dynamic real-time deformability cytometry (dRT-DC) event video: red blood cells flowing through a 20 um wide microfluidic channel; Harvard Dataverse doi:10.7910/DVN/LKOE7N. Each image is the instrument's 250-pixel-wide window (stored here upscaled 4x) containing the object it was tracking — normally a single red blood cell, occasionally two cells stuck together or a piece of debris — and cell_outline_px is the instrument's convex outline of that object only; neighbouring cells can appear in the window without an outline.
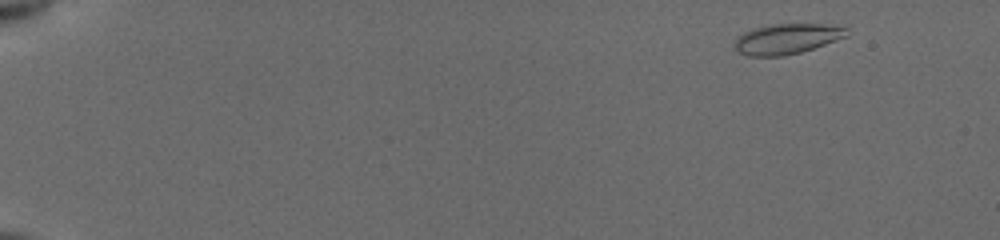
{"species": "common noctule bat (a hibernating species)", "species_latin": "Nyctalus noctula", "temperature_condition": "cold", "stored_images_in_passage": 52, "camera_frame_rate_fps": 3000, "um_per_image_px": 0.085, "animal": {"sex": "female", "body_mass_g": 19.5, "forearm_length_mm": 54.1}, "frame": {"image": 1, "passage_image": 3, "time_ms": 0.667, "image_size_px": [1000, 240], "cell_outline_px": [[848, 36], [800, 52], [784, 56], [748, 56], [740, 52], [736, 48], [736, 36], [752, 28], [772, 24], [820, 24], [848, 28]], "centroid_in_image_um": [66.87, 3.29], "position_along_channel_um": 18.1, "area_um2": 19.59}}
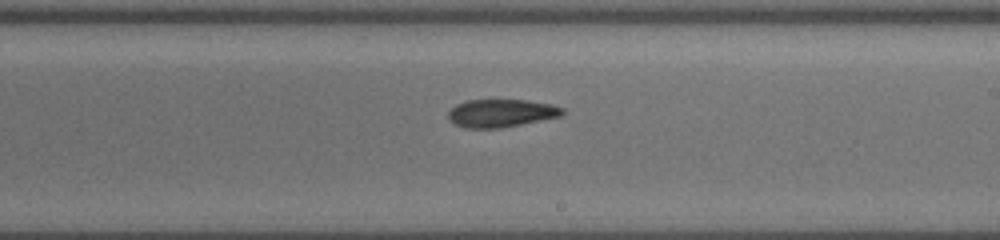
{"frame": {"image": 2, "passage_image": 32, "time_ms": 10.333, "image_size_px": [1000, 240], "cell_outline_px": [[564, 112], [560, 116], [500, 128], [468, 128], [456, 124], [448, 116], [448, 112], [456, 104], [468, 100], [528, 100], [552, 104], [564, 108]], "centroid_in_image_um": [42.61, 9.6], "position_along_channel_um": 246.4, "area_um2": 18.32}}
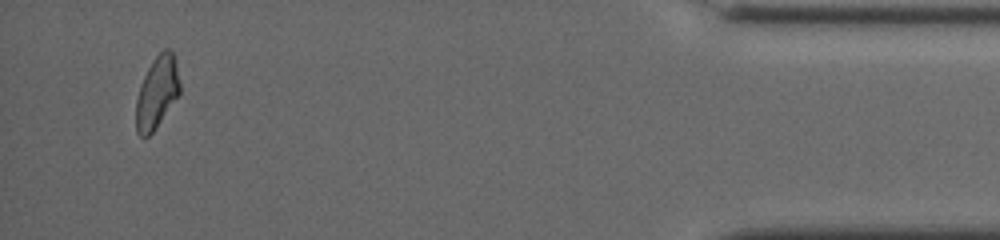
{"frame": {"image": 3, "passage_image": 50, "time_ms": 16.333, "image_size_px": [1000, 240], "cell_outline_px": [[180, 92], [156, 128], [148, 136], [140, 136], [136, 132], [136, 100], [140, 84], [152, 60], [164, 48], [172, 48], [176, 64], [180, 84]], "centroid_in_image_um": [13.33, 7.83], "position_along_channel_um": 421.9, "area_um2": 18.32}, "authors_computed_cell_mechanics": {"area_um2": 19.074, "velocity_mm_per_s": 3.9234, "shape_relaxation_time_tau1_ms": 3.5796, "shape_relaxation_time_tau2_ms": 3.1941, "deformation_change_tau1": 0.1055, "deformation_change_tau2": 0.0923}}